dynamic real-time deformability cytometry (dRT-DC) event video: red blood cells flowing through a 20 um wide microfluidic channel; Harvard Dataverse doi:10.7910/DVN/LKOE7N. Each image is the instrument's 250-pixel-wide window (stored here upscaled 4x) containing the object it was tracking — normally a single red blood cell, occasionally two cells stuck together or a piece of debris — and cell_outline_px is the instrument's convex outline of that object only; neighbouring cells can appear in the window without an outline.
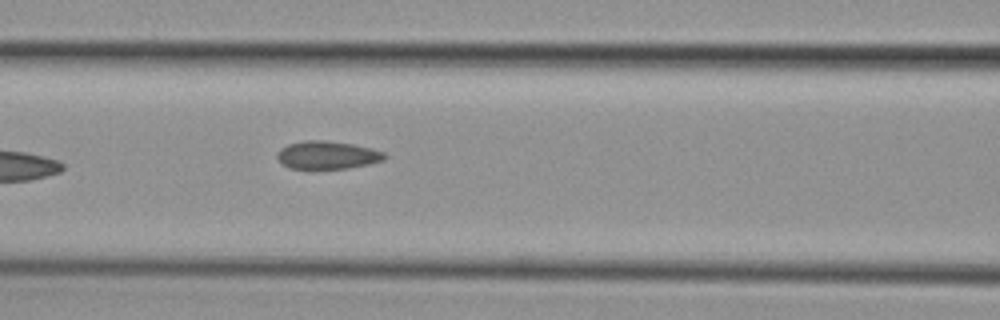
{"species": "common noctule bat (a hibernating species)", "species_latin": "Nyctalus noctula", "temperature_condition": "cold", "stored_images_in_passage": 4, "camera_frame_rate_fps": 3000, "um_per_image_px": 0.085, "animal": {"sex": "female", "body_mass_g": 29.2, "forearm_length_mm": 56.3}, "frame": {"image": 1, "passage_image": 4, "time_ms": 3.333, "image_size_px": [1000, 320], "cell_outline_px": [[388, 156], [384, 160], [368, 164], [348, 168], [308, 172], [288, 168], [276, 156], [276, 152], [280, 148], [288, 144], [304, 140], [324, 140], [352, 144], [372, 148], [384, 152]], "centroid_in_image_um": [27.78, 13.22], "position_along_channel_um": 138.8, "area_um2": 18.32}}